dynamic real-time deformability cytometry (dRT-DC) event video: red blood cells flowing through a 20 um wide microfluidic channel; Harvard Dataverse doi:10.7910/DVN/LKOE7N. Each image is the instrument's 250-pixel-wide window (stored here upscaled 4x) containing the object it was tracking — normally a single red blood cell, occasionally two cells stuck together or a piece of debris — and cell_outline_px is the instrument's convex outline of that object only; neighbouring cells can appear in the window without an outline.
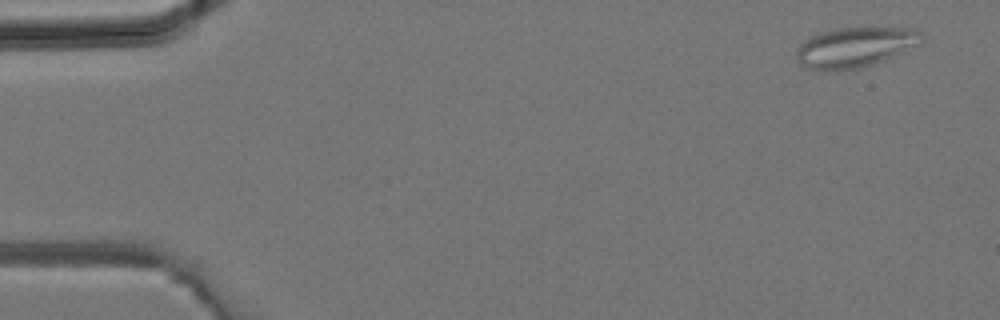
{"species": "common noctule bat (a hibernating species)", "species_latin": "Nyctalus noctula", "temperature_condition": "room temperature", "stored_images_in_passage": 3, "camera_frame_rate_fps": 3000, "um_per_image_px": 0.085, "animal": {"sex": "male", "body_mass_g": 19.2, "forearm_length_mm": 51.8}, "frame": {"image": 1, "passage_image": 1, "time_ms": 0.0, "image_size_px": [1000, 320], "cell_outline_px": [[924, 40], [920, 44], [892, 56], [872, 64], [856, 68], [808, 68], [800, 64], [796, 56], [796, 48], [804, 40], [812, 36], [836, 28], [916, 28], [924, 36]], "centroid_in_image_um": [72.72, 3.97], "position_along_channel_um": 12.3, "area_um2": 28.44}}